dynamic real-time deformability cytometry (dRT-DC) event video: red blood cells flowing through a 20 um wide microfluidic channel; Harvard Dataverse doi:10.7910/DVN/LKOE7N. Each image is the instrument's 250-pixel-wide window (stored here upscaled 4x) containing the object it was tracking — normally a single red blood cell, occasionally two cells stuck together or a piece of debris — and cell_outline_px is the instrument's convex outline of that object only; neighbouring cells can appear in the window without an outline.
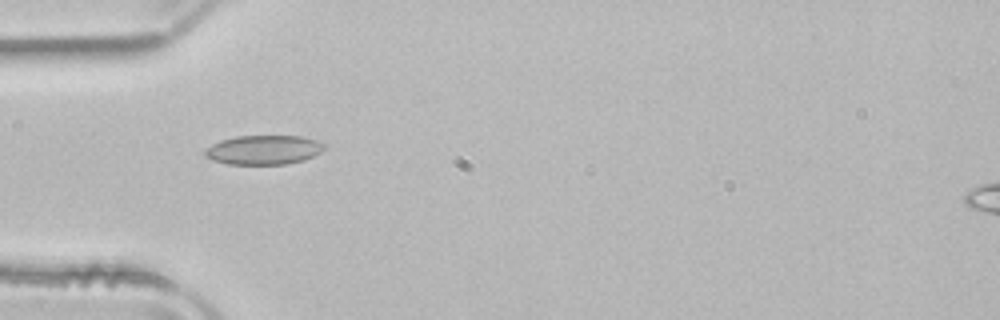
{"species": "common noctule bat (a hibernating species)", "species_latin": "Nyctalus noctula", "temperature_condition": "room temperature", "stored_images_in_passage": 36, "camera_frame_rate_fps": 3000, "um_per_image_px": 0.085, "animal": {"sex": "male", "body_mass_g": 21.5, "forearm_length_mm": 52.0}, "frame": {"image": 1, "passage_image": 1, "time_ms": 0.0, "image_size_px": [1000, 320], "cell_outline_px": [[324, 148], [320, 152], [304, 160], [288, 164], [228, 164], [212, 160], [204, 156], [204, 152], [212, 144], [220, 140], [236, 136], [304, 136], [316, 140], [324, 144]], "centroid_in_image_um": [22.4, 12.74], "position_along_channel_um": 62.6, "area_um2": 20.35}}
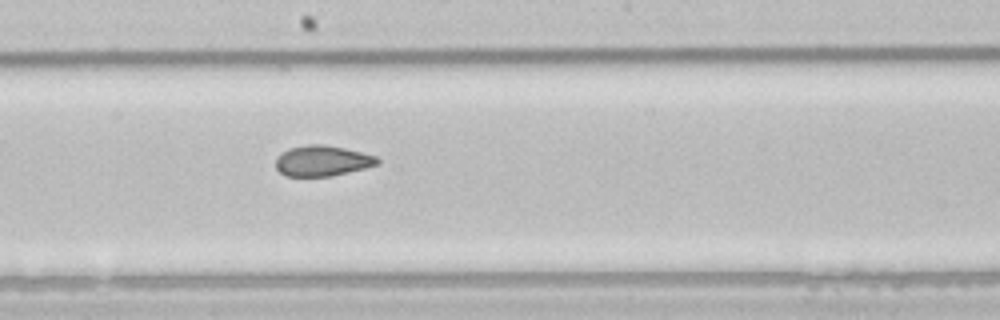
{"frame": {"image": 2, "passage_image": 13, "time_ms": 4.0, "image_size_px": [1000, 320], "cell_outline_px": [[380, 164], [332, 176], [284, 176], [276, 168], [276, 156], [288, 148], [308, 144], [324, 144], [344, 148], [376, 156], [380, 160]], "centroid_in_image_um": [27.37, 13.66], "position_along_channel_um": 220.8, "area_um2": 18.21}}
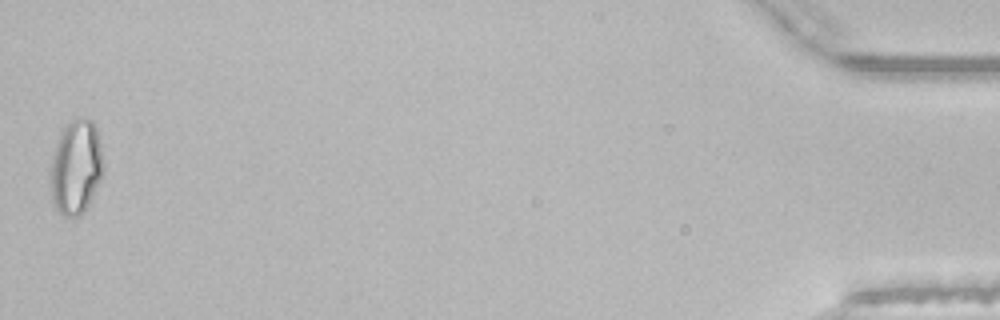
{"frame": {"image": 3, "passage_image": 36, "time_ms": 11.667, "image_size_px": [1000, 320], "cell_outline_px": [[104, 172], [88, 204], [76, 216], [64, 216], [56, 208], [52, 200], [52, 160], [56, 140], [64, 124], [68, 120], [92, 120], [96, 124], [104, 164]], "centroid_in_image_um": [6.48, 14.15], "position_along_channel_um": 428.7, "area_um2": 28.67}, "authors_computed_cell_mechanics": {"area_um2": 19.1607, "velocity_mm_per_s": 3.9755, "shape_relaxation_time_tau1_ms": 8.3543, "shape_relaxation_time_tau2_ms": 2.2746, "deformation_change_tau1": 0.144, "deformation_change_tau2": 0.0704}}